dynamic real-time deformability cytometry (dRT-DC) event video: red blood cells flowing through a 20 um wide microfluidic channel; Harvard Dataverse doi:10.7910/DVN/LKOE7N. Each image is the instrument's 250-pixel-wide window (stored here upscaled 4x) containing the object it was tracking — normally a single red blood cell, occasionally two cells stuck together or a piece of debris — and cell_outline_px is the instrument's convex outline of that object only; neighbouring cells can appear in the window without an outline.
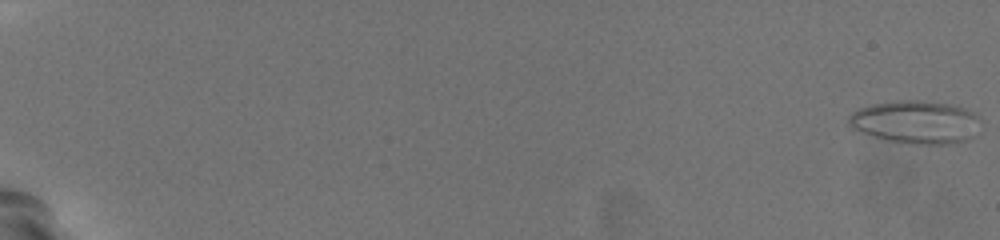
{"species": "common noctule bat (a hibernating species)", "species_latin": "Nyctalus noctula", "temperature_condition": "warm", "stored_images_in_passage": 60, "camera_frame_rate_fps": 3000, "um_per_image_px": 0.085, "animal": {"sex": "female", "body_mass_g": 19.5, "forearm_length_mm": 54.1}, "frame": {"image": 1, "passage_image": 1, "time_ms": 0.0, "image_size_px": [1000, 240], "cell_outline_px": [[976, 116], [968, 140], [948, 144], [908, 144], [884, 140], [872, 136], [848, 124], [848, 120], [852, 112], [860, 108], [876, 104], [908, 100], [916, 100], [948, 104], [960, 108]], "centroid_in_image_um": [77.72, 10.4], "position_along_channel_um": 7.3, "area_um2": 31.62}}
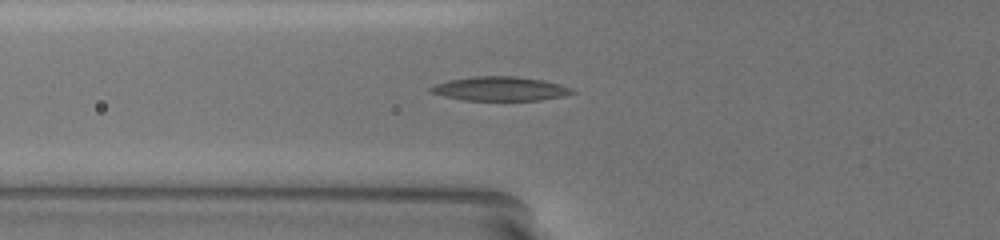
{"frame": {"image": 2, "passage_image": 26, "time_ms": 8.333, "image_size_px": [1000, 240], "cell_outline_px": [[576, 92], [564, 96], [540, 100], [464, 100], [444, 96], [432, 92], [428, 88], [436, 84], [448, 80], [472, 76], [512, 76], [544, 80], [560, 84], [572, 88]], "centroid_in_image_um": [42.53, 7.54], "position_along_channel_um": 83.3, "area_um2": 19.83}}
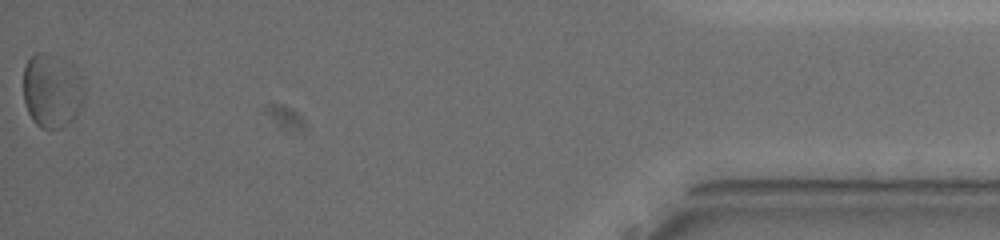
{"frame": {"image": 3, "passage_image": 60, "time_ms": 19.667, "image_size_px": [1000, 240], "cell_outline_px": [[84, 96], [80, 108], [76, 116], [72, 120], [60, 128], [44, 128], [36, 124], [32, 120], [28, 112], [24, 100], [24, 64], [36, 52], [44, 52], [56, 56], [80, 76], [84, 92]], "centroid_in_image_um": [4.38, 7.73], "position_along_channel_um": 430.8, "area_um2": 25.78}, "authors_computed_cell_mechanics": {"area_um2": 20.2878, "velocity_mm_per_s": 3.7459, "shape_relaxation_time_tau1_ms": 7.4971, "shape_relaxation_time_tau2_ms": 3.4627, "deformation_change_tau1": 0.1672, "deformation_change_tau2": 0.131}}